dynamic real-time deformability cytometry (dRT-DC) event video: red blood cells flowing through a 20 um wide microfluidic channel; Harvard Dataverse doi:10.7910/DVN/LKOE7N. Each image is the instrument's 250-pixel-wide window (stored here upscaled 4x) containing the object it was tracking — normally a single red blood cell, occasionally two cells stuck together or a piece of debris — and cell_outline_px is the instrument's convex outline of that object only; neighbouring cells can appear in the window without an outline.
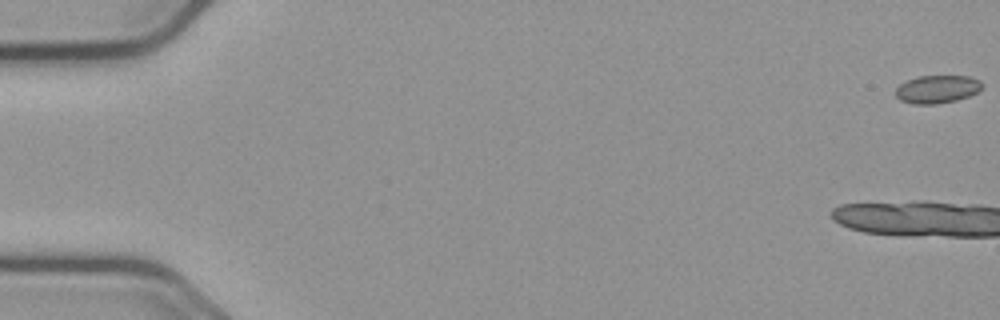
{"species": "common noctule bat (a hibernating species)", "species_latin": "Nyctalus noctula", "temperature_condition": "cold", "stored_images_in_passage": 15, "camera_frame_rate_fps": 3000, "um_per_image_px": 0.085, "animal": {"sex": "male", "body_mass_g": 23.1, "forearm_length_mm": 52.7}, "frame": {"image": 1, "passage_image": 1, "time_ms": 0.0, "image_size_px": [1000, 320], "cell_outline_px": [[984, 84], [976, 92], [968, 96], [956, 100], [936, 104], [912, 104], [900, 100], [896, 96], [896, 88], [900, 84], [916, 76], [968, 76], [980, 80]], "centroid_in_image_um": [79.64, 7.58], "position_along_channel_um": 5.4, "area_um2": 14.05}}